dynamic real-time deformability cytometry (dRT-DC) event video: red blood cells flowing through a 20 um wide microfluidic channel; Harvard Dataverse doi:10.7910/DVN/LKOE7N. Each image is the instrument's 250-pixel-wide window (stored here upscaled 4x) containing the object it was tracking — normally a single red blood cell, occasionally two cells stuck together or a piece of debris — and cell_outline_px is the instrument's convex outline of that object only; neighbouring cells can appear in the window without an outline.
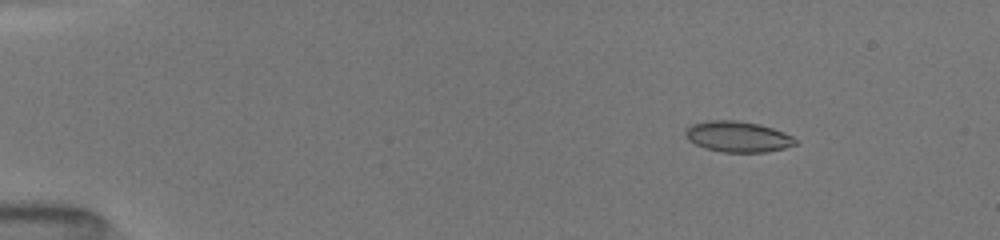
{"species": "common noctule bat (a hibernating species)", "species_latin": "Nyctalus noctula", "temperature_condition": "room temperature", "stored_images_in_passage": 17, "camera_frame_rate_fps": 3000, "um_per_image_px": 0.085, "animal": {"sex": "female", "body_mass_g": 19.5, "forearm_length_mm": 54.1}, "frame": {"image": 1, "passage_image": 4, "time_ms": 1.333, "image_size_px": [1000, 240], "cell_outline_px": [[796, 144], [784, 148], [764, 152], [724, 152], [704, 148], [688, 140], [688, 128], [692, 124], [708, 120], [736, 120], [756, 124], [772, 128], [792, 136], [796, 140]], "centroid_in_image_um": [62.72, 11.62], "position_along_channel_um": 22.3, "area_um2": 19.31}}
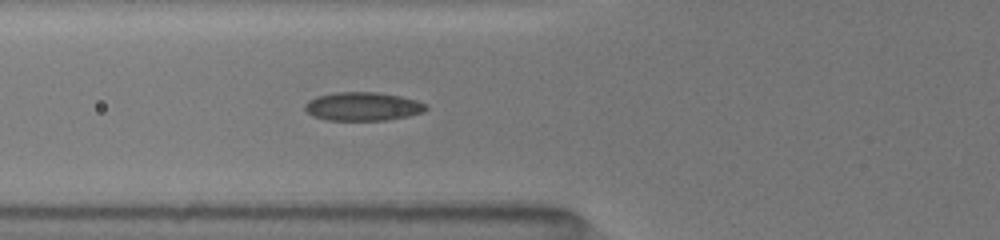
{"frame": {"image": 2, "passage_image": 13, "time_ms": 5.667, "image_size_px": [1000, 240], "cell_outline_px": [[428, 108], [424, 112], [408, 116], [384, 120], [328, 120], [312, 116], [304, 108], [304, 104], [308, 100], [316, 96], [336, 92], [376, 92], [400, 96], [416, 100], [428, 104]], "centroid_in_image_um": [30.84, 9.04], "position_along_channel_um": 95.0, "area_um2": 20.23}}
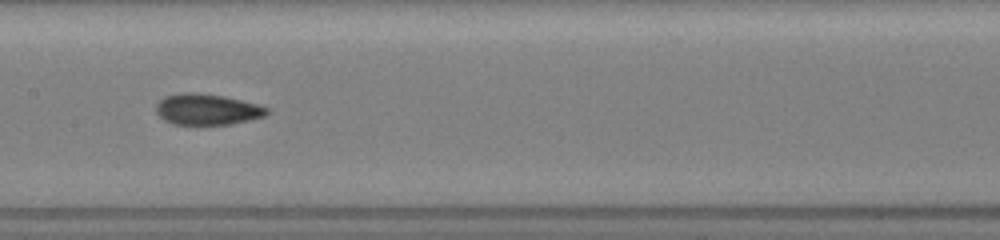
{"frame": {"image": 3, "passage_image": 17, "time_ms": 8.0, "image_size_px": [1000, 240], "cell_outline_px": [[268, 112], [264, 116], [248, 120], [228, 124], [172, 124], [164, 120], [156, 112], [156, 104], [164, 96], [180, 92], [188, 92], [224, 96], [256, 104], [268, 108]], "centroid_in_image_um": [17.55, 9.29], "position_along_channel_um": 189.8, "area_um2": 19.77}}